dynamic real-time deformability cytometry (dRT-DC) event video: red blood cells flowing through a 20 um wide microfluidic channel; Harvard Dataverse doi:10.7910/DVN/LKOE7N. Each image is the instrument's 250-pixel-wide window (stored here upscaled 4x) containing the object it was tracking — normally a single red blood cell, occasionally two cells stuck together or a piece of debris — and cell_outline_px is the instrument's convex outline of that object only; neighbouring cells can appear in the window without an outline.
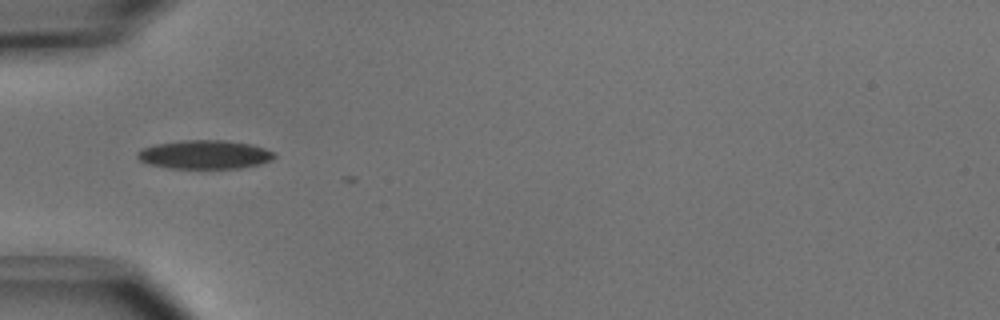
{"species": "common noctule bat (a hibernating species)", "species_latin": "Nyctalus noctula", "temperature_condition": "cold", "stored_images_in_passage": 2, "camera_frame_rate_fps": 3000, "um_per_image_px": 0.085, "animal": {"sex": "male", "body_mass_g": 15.6}, "frame": {"image": 1, "passage_image": 1, "time_ms": 0.0, "image_size_px": [1000, 320], "cell_outline_px": [[276, 156], [272, 160], [260, 164], [240, 168], [168, 168], [148, 164], [140, 160], [136, 156], [136, 152], [140, 148], [156, 144], [180, 140], [224, 140], [252, 144], [276, 152]], "centroid_in_image_um": [17.39, 13.13], "position_along_channel_um": 67.6, "area_um2": 23.18}}